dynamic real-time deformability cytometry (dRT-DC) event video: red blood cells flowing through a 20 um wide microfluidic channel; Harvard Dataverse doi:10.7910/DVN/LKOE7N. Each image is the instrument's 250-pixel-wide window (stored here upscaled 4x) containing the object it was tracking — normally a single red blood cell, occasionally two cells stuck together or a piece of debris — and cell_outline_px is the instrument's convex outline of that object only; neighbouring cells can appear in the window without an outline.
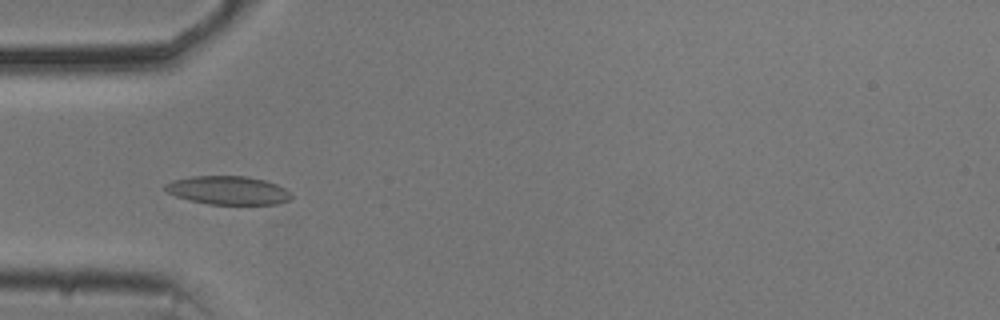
{"species": "common noctule bat (a hibernating species)", "species_latin": "Nyctalus noctula", "temperature_condition": "cold", "stored_images_in_passage": 53, "camera_frame_rate_fps": 3000, "um_per_image_px": 0.085, "animal": {"sex": "male", "body_mass_g": 20.5, "forearm_length_mm": 52.5}, "frame": {"image": 1, "passage_image": 16, "time_ms": 5.0, "image_size_px": [1000, 320], "cell_outline_px": [[292, 196], [288, 200], [276, 204], [208, 204], [188, 200], [176, 196], [168, 192], [164, 188], [164, 184], [172, 180], [192, 176], [248, 176], [264, 180], [276, 184], [292, 192]], "centroid_in_image_um": [19.37, 16.17], "position_along_channel_um": 65.6, "area_um2": 20.98}}
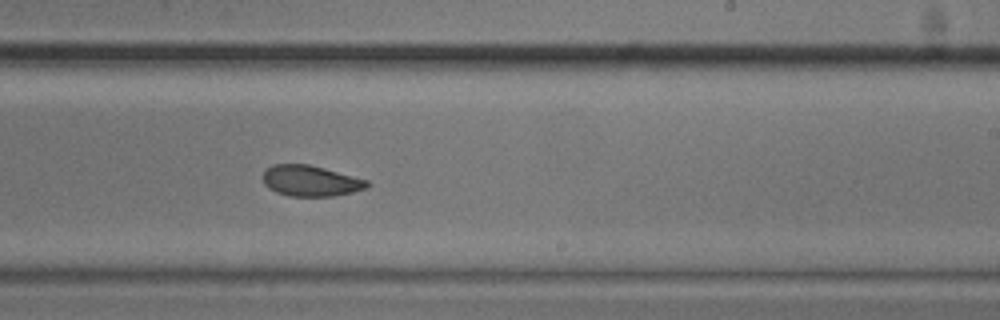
{"frame": {"image": 2, "passage_image": 32, "time_ms": 10.333, "image_size_px": [1000, 320], "cell_outline_px": [[372, 184], [368, 188], [352, 192], [332, 196], [288, 196], [276, 192], [268, 188], [264, 184], [264, 172], [272, 164], [308, 164], [324, 168], [368, 180]], "centroid_in_image_um": [26.42, 15.38], "position_along_channel_um": 262.6, "area_um2": 18.73}}
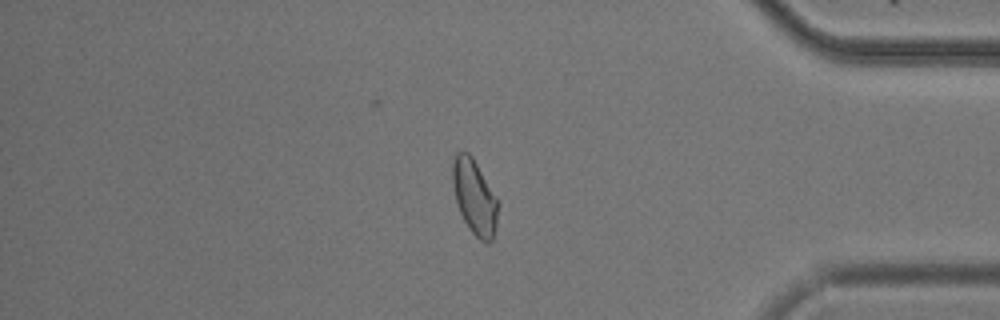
{"frame": {"image": 3, "passage_image": 45, "time_ms": 14.667, "image_size_px": [1000, 320], "cell_outline_px": [[500, 204], [496, 228], [492, 240], [488, 244], [484, 244], [468, 228], [456, 204], [452, 184], [452, 160], [456, 152], [464, 148], [472, 156], [500, 200]], "centroid_in_image_um": [40.35, 16.72], "position_along_channel_um": 394.8, "area_um2": 20.69}, "authors_computed_cell_mechanics": {"area_um2": 20.0566, "velocity_mm_per_s": 3.6891, "shape_relaxation_time_tau1_ms": null, "shape_relaxation_time_tau2_ms": 3.0114, "deformation_change_tau1": null, "deformation_change_tau2": 0.0774}}